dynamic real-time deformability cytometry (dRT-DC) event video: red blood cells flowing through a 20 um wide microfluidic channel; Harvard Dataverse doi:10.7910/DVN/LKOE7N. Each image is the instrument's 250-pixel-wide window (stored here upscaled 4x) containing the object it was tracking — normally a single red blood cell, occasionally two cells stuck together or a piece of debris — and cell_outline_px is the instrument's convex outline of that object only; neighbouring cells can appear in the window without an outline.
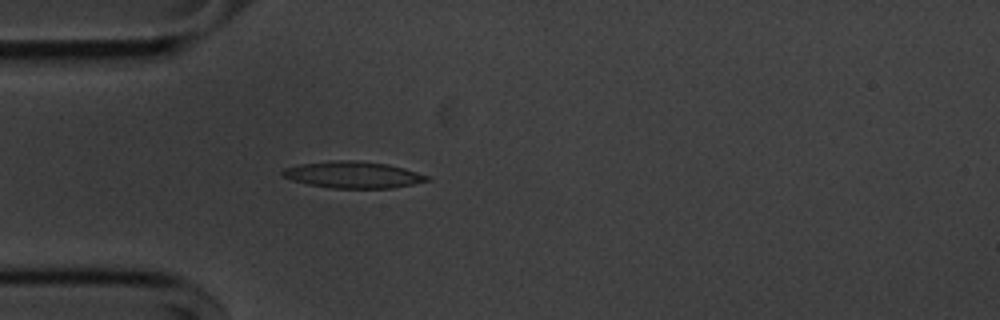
{"species": "common noctule bat (a hibernating species)", "species_latin": "Nyctalus noctula", "temperature_condition": "cold", "stored_images_in_passage": 28, "segment_of_instrument_passage": [1, 2], "camera_frame_rate_fps": 3000, "um_per_image_px": 0.085, "animal": {"sex": "male", "body_mass_g": 20.1, "forearm_length_mm": 53.5}, "frame": {"image": 1, "passage_image": 4, "time_ms": 1.0, "image_size_px": [1000, 320], "cell_outline_px": [[432, 180], [392, 188], [332, 188], [308, 184], [292, 180], [284, 176], [280, 172], [284, 168], [300, 164], [336, 160], [356, 160], [388, 164], [404, 168], [432, 176]], "centroid_in_image_um": [30.06, 14.85], "position_along_channel_um": 54.9, "area_um2": 22.48}}
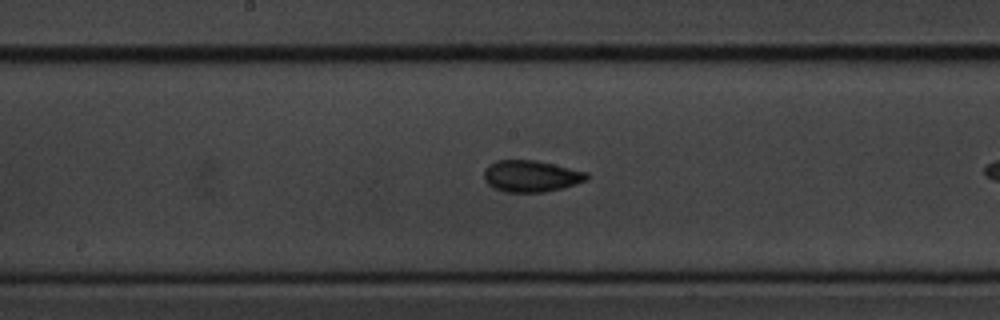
{"frame": {"image": 2, "passage_image": 13, "time_ms": 4.0, "image_size_px": [1000, 320], "cell_outline_px": [[588, 180], [560, 188], [544, 192], [504, 192], [488, 184], [484, 180], [484, 168], [488, 164], [496, 160], [536, 160], [588, 172]], "centroid_in_image_um": [45.11, 14.96], "position_along_channel_um": 203.1, "area_um2": 18.9}}
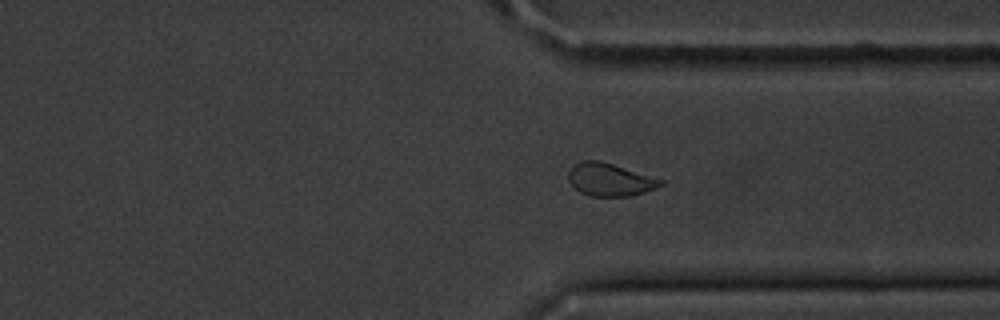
{"frame": {"image": 3, "passage_image": 26, "time_ms": 8.333, "image_size_px": [1000, 320], "cell_outline_px": [[664, 184], [656, 188], [632, 196], [588, 196], [580, 192], [568, 180], [568, 172], [580, 160], [600, 160], [664, 180]], "centroid_in_image_um": [51.84, 15.27], "position_along_channel_um": 359.6, "area_um2": 17.57}}